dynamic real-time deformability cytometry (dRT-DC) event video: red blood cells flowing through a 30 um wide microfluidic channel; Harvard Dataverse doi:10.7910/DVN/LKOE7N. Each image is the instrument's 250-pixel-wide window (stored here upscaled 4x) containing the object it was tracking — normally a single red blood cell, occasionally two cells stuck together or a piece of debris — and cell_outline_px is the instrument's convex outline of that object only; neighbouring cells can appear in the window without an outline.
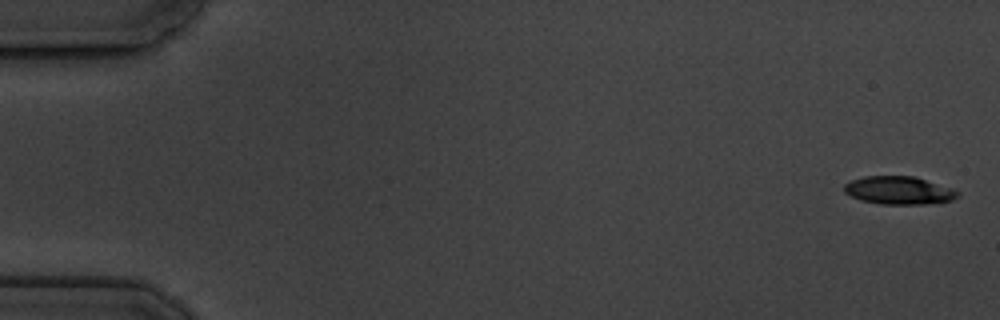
{"species": "common noctule bat (a hibernating species)", "species_latin": "Nyctalus noctula", "temperature_condition": "cold", "stored_images_in_passage": 8, "camera_frame_rate_fps": 3000, "um_per_image_px": 0.085, "animal": {"sex": "male", "body_mass_g": 19.5, "forearm_length_mm": 54.6}, "frame": {"image": 1, "passage_image": 1, "time_ms": 0.0, "image_size_px": [1000, 320], "cell_outline_px": [[960, 196], [952, 200], [924, 204], [880, 204], [860, 200], [844, 192], [844, 184], [852, 180], [864, 176], [916, 176], [960, 192]], "centroid_in_image_um": [76.39, 16.18], "position_along_channel_um": 8.6, "area_um2": 18.44}}
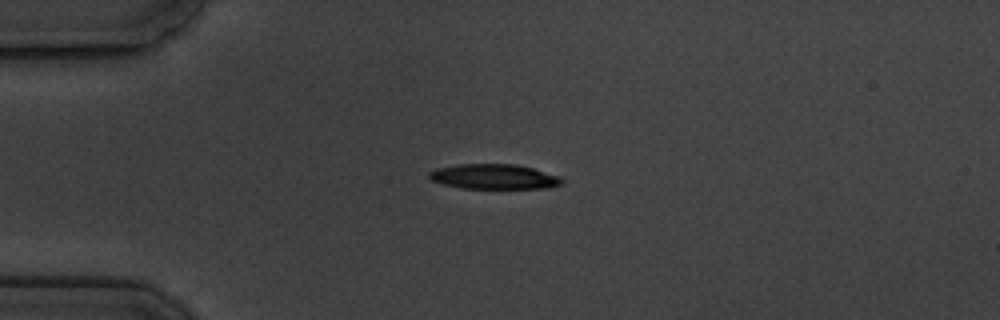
{"frame": {"image": 2, "passage_image": 5, "time_ms": 4.333, "image_size_px": [1000, 320], "cell_outline_px": [[564, 180], [560, 184], [552, 188], [464, 188], [444, 184], [432, 180], [428, 176], [428, 172], [436, 168], [460, 164], [516, 164], [532, 168], [560, 176]], "centroid_in_image_um": [42.01, 15.01], "position_along_channel_um": 43.0, "area_um2": 19.25}}
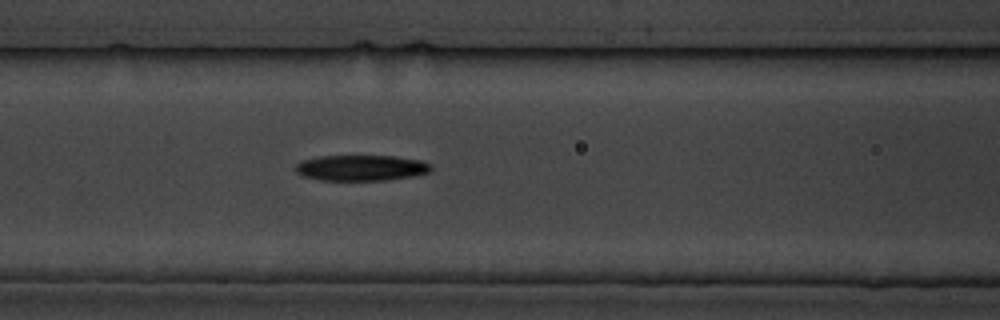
{"frame": {"image": 3, "passage_image": 8, "time_ms": 7.667, "image_size_px": [1000, 320], "cell_outline_px": [[432, 168], [428, 172], [412, 176], [384, 180], [320, 180], [304, 176], [296, 172], [296, 164], [304, 160], [320, 156], [396, 156], [420, 160], [432, 164]], "centroid_in_image_um": [30.71, 14.26], "position_along_channel_um": 135.9, "area_um2": 20.17}}